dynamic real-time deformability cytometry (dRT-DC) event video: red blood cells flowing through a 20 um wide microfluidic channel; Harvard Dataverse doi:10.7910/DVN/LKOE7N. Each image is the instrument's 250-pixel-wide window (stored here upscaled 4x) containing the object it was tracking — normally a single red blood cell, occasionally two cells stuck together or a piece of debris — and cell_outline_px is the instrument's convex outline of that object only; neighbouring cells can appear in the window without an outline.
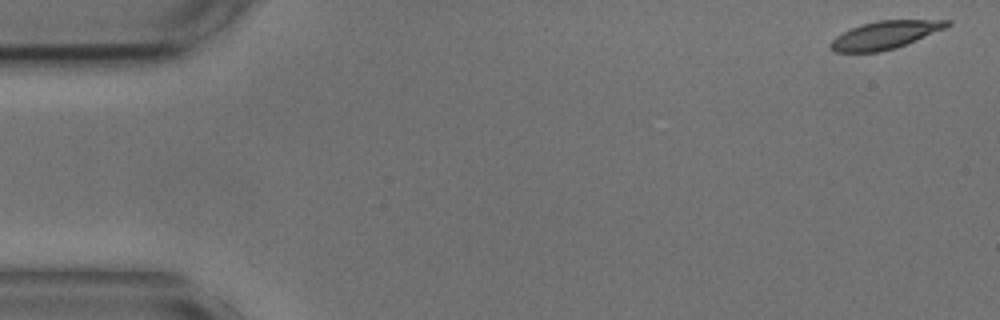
{"species": "common noctule bat (a hibernating species)", "species_latin": "Nyctalus noctula", "temperature_condition": "cold", "stored_images_in_passage": 13, "camera_frame_rate_fps": 3000, "um_per_image_px": 0.085, "animal": {"sex": "male", "body_mass_g": 17.9, "forearm_length_mm": 54.2}, "frame": {"image": 1, "passage_image": 1, "time_ms": 0.0, "image_size_px": [1000, 320], "cell_outline_px": [[952, 24], [944, 28], [916, 40], [896, 48], [880, 52], [836, 52], [828, 48], [828, 44], [836, 36], [860, 24], [876, 20], [952, 20]], "centroid_in_image_um": [75.19, 2.97], "position_along_channel_um": 9.8, "area_um2": 18.9}}
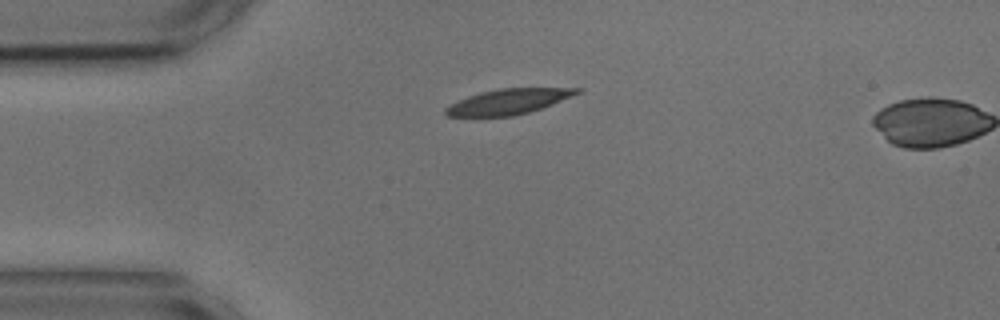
{"frame": {"image": 2, "passage_image": 12, "time_ms": 3.667, "image_size_px": [1000, 320], "cell_outline_px": [[584, 88], [580, 92], [552, 104], [528, 112], [512, 116], [448, 116], [444, 112], [444, 108], [468, 96], [480, 92], [500, 88]], "centroid_in_image_um": [43.2, 8.63], "position_along_channel_um": 41.8, "area_um2": 19.02}}